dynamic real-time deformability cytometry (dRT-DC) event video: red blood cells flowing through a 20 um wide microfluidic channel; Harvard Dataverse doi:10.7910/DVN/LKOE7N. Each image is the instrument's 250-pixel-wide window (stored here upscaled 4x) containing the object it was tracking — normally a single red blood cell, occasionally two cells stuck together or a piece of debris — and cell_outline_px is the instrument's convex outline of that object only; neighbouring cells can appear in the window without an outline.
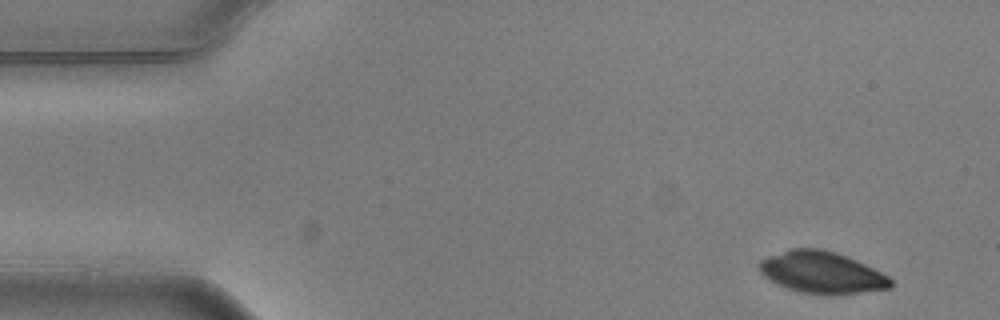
{"species": "common noctule bat (a hibernating species)", "species_latin": "Nyctalus noctula", "temperature_condition": "warm", "stored_images_in_passage": 5, "camera_frame_rate_fps": 3000, "um_per_image_px": 0.085, "animal": {"sex": "male", "body_mass_g": 20.5, "forearm_length_mm": 52.5}, "frame": {"image": 1, "passage_image": 1, "time_ms": 0.0, "image_size_px": [1000, 320], "cell_outline_px": [[892, 288], [832, 296], [828, 296], [800, 292], [776, 284], [764, 276], [760, 272], [756, 264], [760, 260], [768, 256], [792, 248], [820, 248], [836, 252], [856, 260], [888, 276], [892, 280]], "centroid_in_image_um": [69.83, 23.17], "position_along_channel_um": 15.2, "area_um2": 32.25}}